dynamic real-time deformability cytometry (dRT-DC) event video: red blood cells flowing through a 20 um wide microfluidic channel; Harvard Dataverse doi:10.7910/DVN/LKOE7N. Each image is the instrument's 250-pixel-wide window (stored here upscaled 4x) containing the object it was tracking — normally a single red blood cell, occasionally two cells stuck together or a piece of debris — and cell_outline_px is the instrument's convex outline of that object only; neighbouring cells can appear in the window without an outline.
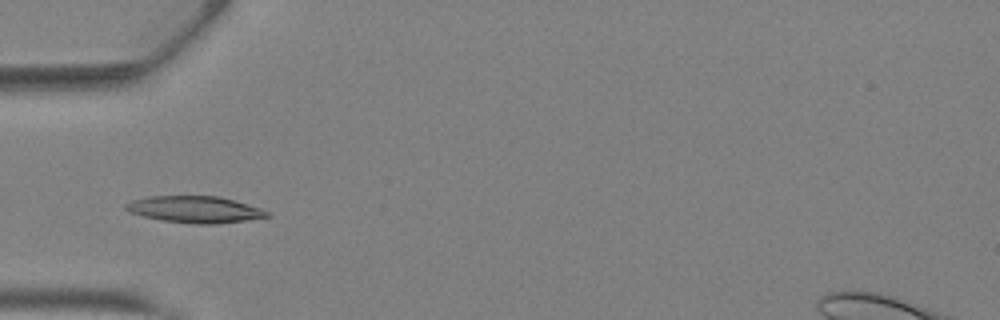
{"species": "Egyptian fruit bat (a non-hibernating species)", "species_latin": "Rousettus aegyptiacus", "temperature_condition": "warm", "stored_images_in_passage": 31, "camera_frame_rate_fps": 3000, "um_per_image_px": 0.085, "animal": {"sex": "female"}, "frame": {"image": 1, "passage_image": 3, "time_ms": 0.667, "image_size_px": [1000, 320], "cell_outline_px": [[272, 216], [244, 220], [212, 224], [196, 224], [164, 220], [144, 216], [128, 212], [124, 208], [124, 204], [132, 200], [148, 196], [220, 196], [236, 200], [260, 208], [268, 212]], "centroid_in_image_um": [16.55, 17.79], "position_along_channel_um": 68.5, "area_um2": 21.85}}
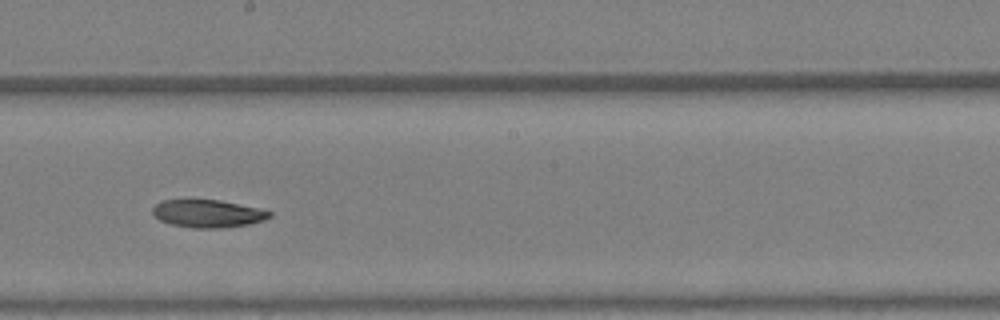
{"frame": {"image": 2, "passage_image": 13, "time_ms": 4.0, "image_size_px": [1000, 320], "cell_outline_px": [[272, 216], [264, 220], [248, 224], [224, 228], [192, 228], [172, 224], [160, 220], [152, 212], [152, 208], [156, 204], [164, 200], [220, 200], [256, 208], [272, 212]], "centroid_in_image_um": [17.66, 18.16], "position_along_channel_um": 230.5, "area_um2": 18.67}}
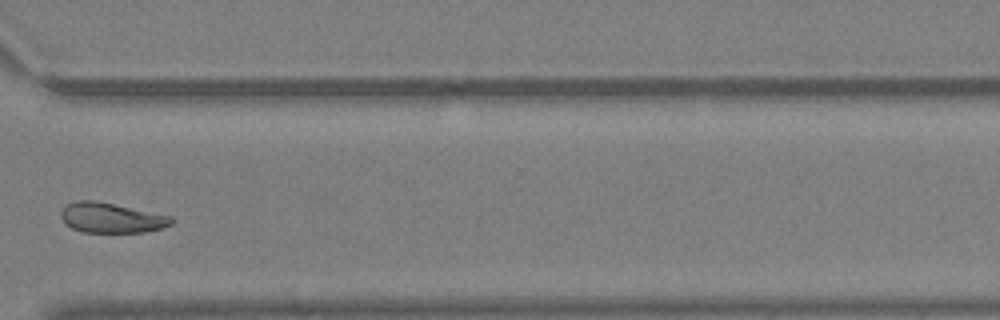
{"frame": {"image": 3, "passage_image": 21, "time_ms": 6.667, "image_size_px": [1000, 320], "cell_outline_px": [[176, 220], [172, 224], [164, 228], [144, 232], [80, 232], [72, 228], [60, 216], [60, 212], [64, 204], [76, 200], [96, 200], [172, 216]], "centroid_in_image_um": [9.48, 18.5], "position_along_channel_um": 361.1, "area_um2": 19.59}}